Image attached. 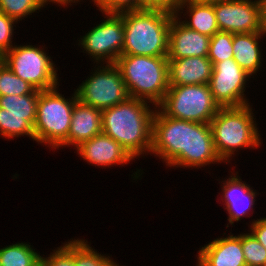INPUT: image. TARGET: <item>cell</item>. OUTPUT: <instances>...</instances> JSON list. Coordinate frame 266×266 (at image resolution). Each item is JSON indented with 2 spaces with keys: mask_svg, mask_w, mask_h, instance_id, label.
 I'll return each instance as SVG.
<instances>
[{
  "mask_svg": "<svg viewBox=\"0 0 266 266\" xmlns=\"http://www.w3.org/2000/svg\"><path fill=\"white\" fill-rule=\"evenodd\" d=\"M150 155L162 159L171 169L192 170L224 163L216 152L210 123L174 119L158 107L152 122Z\"/></svg>",
  "mask_w": 266,
  "mask_h": 266,
  "instance_id": "1",
  "label": "cell"
},
{
  "mask_svg": "<svg viewBox=\"0 0 266 266\" xmlns=\"http://www.w3.org/2000/svg\"><path fill=\"white\" fill-rule=\"evenodd\" d=\"M46 45L28 43L14 45L1 59L18 77L38 91L51 90L60 85L59 68ZM58 69V70H57Z\"/></svg>",
  "mask_w": 266,
  "mask_h": 266,
  "instance_id": "7",
  "label": "cell"
},
{
  "mask_svg": "<svg viewBox=\"0 0 266 266\" xmlns=\"http://www.w3.org/2000/svg\"><path fill=\"white\" fill-rule=\"evenodd\" d=\"M121 70L130 98L142 99L158 106L168 84V57L121 55L115 62Z\"/></svg>",
  "mask_w": 266,
  "mask_h": 266,
  "instance_id": "5",
  "label": "cell"
},
{
  "mask_svg": "<svg viewBox=\"0 0 266 266\" xmlns=\"http://www.w3.org/2000/svg\"><path fill=\"white\" fill-rule=\"evenodd\" d=\"M252 106L220 108L210 122L216 152L226 165L232 164L240 149H258L263 144Z\"/></svg>",
  "mask_w": 266,
  "mask_h": 266,
  "instance_id": "4",
  "label": "cell"
},
{
  "mask_svg": "<svg viewBox=\"0 0 266 266\" xmlns=\"http://www.w3.org/2000/svg\"><path fill=\"white\" fill-rule=\"evenodd\" d=\"M251 78L234 58L215 63L209 81L215 102L220 108L241 107L251 104L250 99L245 94L246 88L250 87L249 82H253L250 81Z\"/></svg>",
  "mask_w": 266,
  "mask_h": 266,
  "instance_id": "12",
  "label": "cell"
},
{
  "mask_svg": "<svg viewBox=\"0 0 266 266\" xmlns=\"http://www.w3.org/2000/svg\"><path fill=\"white\" fill-rule=\"evenodd\" d=\"M222 233L197 251L209 266H246L241 245V233Z\"/></svg>",
  "mask_w": 266,
  "mask_h": 266,
  "instance_id": "17",
  "label": "cell"
},
{
  "mask_svg": "<svg viewBox=\"0 0 266 266\" xmlns=\"http://www.w3.org/2000/svg\"><path fill=\"white\" fill-rule=\"evenodd\" d=\"M194 1L205 2V3H215V2L225 1V0H194Z\"/></svg>",
  "mask_w": 266,
  "mask_h": 266,
  "instance_id": "36",
  "label": "cell"
},
{
  "mask_svg": "<svg viewBox=\"0 0 266 266\" xmlns=\"http://www.w3.org/2000/svg\"><path fill=\"white\" fill-rule=\"evenodd\" d=\"M102 132V110L75 102L70 131L67 137V147L73 150L82 142Z\"/></svg>",
  "mask_w": 266,
  "mask_h": 266,
  "instance_id": "20",
  "label": "cell"
},
{
  "mask_svg": "<svg viewBox=\"0 0 266 266\" xmlns=\"http://www.w3.org/2000/svg\"><path fill=\"white\" fill-rule=\"evenodd\" d=\"M248 232H241V245L246 266H266V248L250 231Z\"/></svg>",
  "mask_w": 266,
  "mask_h": 266,
  "instance_id": "27",
  "label": "cell"
},
{
  "mask_svg": "<svg viewBox=\"0 0 266 266\" xmlns=\"http://www.w3.org/2000/svg\"><path fill=\"white\" fill-rule=\"evenodd\" d=\"M265 37V32L233 34V58L253 79L258 72L262 71L260 69H262V62L265 60L263 54L266 52L263 51L261 45L264 42H260Z\"/></svg>",
  "mask_w": 266,
  "mask_h": 266,
  "instance_id": "19",
  "label": "cell"
},
{
  "mask_svg": "<svg viewBox=\"0 0 266 266\" xmlns=\"http://www.w3.org/2000/svg\"><path fill=\"white\" fill-rule=\"evenodd\" d=\"M213 64L208 57L168 59L169 86L209 84Z\"/></svg>",
  "mask_w": 266,
  "mask_h": 266,
  "instance_id": "18",
  "label": "cell"
},
{
  "mask_svg": "<svg viewBox=\"0 0 266 266\" xmlns=\"http://www.w3.org/2000/svg\"><path fill=\"white\" fill-rule=\"evenodd\" d=\"M157 107L168 117L197 123H210L220 109L209 84L169 86Z\"/></svg>",
  "mask_w": 266,
  "mask_h": 266,
  "instance_id": "8",
  "label": "cell"
},
{
  "mask_svg": "<svg viewBox=\"0 0 266 266\" xmlns=\"http://www.w3.org/2000/svg\"><path fill=\"white\" fill-rule=\"evenodd\" d=\"M40 254L29 242H15L0 248V266H41Z\"/></svg>",
  "mask_w": 266,
  "mask_h": 266,
  "instance_id": "22",
  "label": "cell"
},
{
  "mask_svg": "<svg viewBox=\"0 0 266 266\" xmlns=\"http://www.w3.org/2000/svg\"><path fill=\"white\" fill-rule=\"evenodd\" d=\"M74 153L90 166L102 169L116 165L128 166L130 162L136 161L118 142L103 132L82 142Z\"/></svg>",
  "mask_w": 266,
  "mask_h": 266,
  "instance_id": "15",
  "label": "cell"
},
{
  "mask_svg": "<svg viewBox=\"0 0 266 266\" xmlns=\"http://www.w3.org/2000/svg\"><path fill=\"white\" fill-rule=\"evenodd\" d=\"M119 14L124 22L122 55L168 56V33L174 13L142 8Z\"/></svg>",
  "mask_w": 266,
  "mask_h": 266,
  "instance_id": "3",
  "label": "cell"
},
{
  "mask_svg": "<svg viewBox=\"0 0 266 266\" xmlns=\"http://www.w3.org/2000/svg\"><path fill=\"white\" fill-rule=\"evenodd\" d=\"M249 230L253 236L266 248V217H260L256 220L252 219L250 222Z\"/></svg>",
  "mask_w": 266,
  "mask_h": 266,
  "instance_id": "32",
  "label": "cell"
},
{
  "mask_svg": "<svg viewBox=\"0 0 266 266\" xmlns=\"http://www.w3.org/2000/svg\"><path fill=\"white\" fill-rule=\"evenodd\" d=\"M233 34L230 32H216L210 39L208 58L214 65L217 62L233 58Z\"/></svg>",
  "mask_w": 266,
  "mask_h": 266,
  "instance_id": "26",
  "label": "cell"
},
{
  "mask_svg": "<svg viewBox=\"0 0 266 266\" xmlns=\"http://www.w3.org/2000/svg\"><path fill=\"white\" fill-rule=\"evenodd\" d=\"M232 171L229 172L228 178H224L219 182L221 184V195H217V198L221 200L224 210L227 211L228 219L226 228L235 226L234 223L238 222L244 217H250L255 212L256 198L259 195L258 190H254L253 186L246 184V181H243L241 176H239L238 171H234V168L231 166ZM221 198H220V197ZM249 212L251 214H249ZM249 214V215H248ZM230 225V226H229Z\"/></svg>",
  "mask_w": 266,
  "mask_h": 266,
  "instance_id": "14",
  "label": "cell"
},
{
  "mask_svg": "<svg viewBox=\"0 0 266 266\" xmlns=\"http://www.w3.org/2000/svg\"><path fill=\"white\" fill-rule=\"evenodd\" d=\"M89 76L75 89L78 100L103 110L129 98L121 70L116 64H95Z\"/></svg>",
  "mask_w": 266,
  "mask_h": 266,
  "instance_id": "9",
  "label": "cell"
},
{
  "mask_svg": "<svg viewBox=\"0 0 266 266\" xmlns=\"http://www.w3.org/2000/svg\"><path fill=\"white\" fill-rule=\"evenodd\" d=\"M58 85L51 90L40 91L36 122L34 125L35 141L54 151L67 147L71 119L75 102L78 100L75 89L70 97L60 93Z\"/></svg>",
  "mask_w": 266,
  "mask_h": 266,
  "instance_id": "6",
  "label": "cell"
},
{
  "mask_svg": "<svg viewBox=\"0 0 266 266\" xmlns=\"http://www.w3.org/2000/svg\"><path fill=\"white\" fill-rule=\"evenodd\" d=\"M36 91L27 81L14 74L5 63L0 62V96L25 95Z\"/></svg>",
  "mask_w": 266,
  "mask_h": 266,
  "instance_id": "25",
  "label": "cell"
},
{
  "mask_svg": "<svg viewBox=\"0 0 266 266\" xmlns=\"http://www.w3.org/2000/svg\"><path fill=\"white\" fill-rule=\"evenodd\" d=\"M218 28L232 34L264 32L258 0H225L214 3Z\"/></svg>",
  "mask_w": 266,
  "mask_h": 266,
  "instance_id": "13",
  "label": "cell"
},
{
  "mask_svg": "<svg viewBox=\"0 0 266 266\" xmlns=\"http://www.w3.org/2000/svg\"><path fill=\"white\" fill-rule=\"evenodd\" d=\"M40 91L25 95L0 96V136L13 140L21 136L35 141L37 102Z\"/></svg>",
  "mask_w": 266,
  "mask_h": 266,
  "instance_id": "11",
  "label": "cell"
},
{
  "mask_svg": "<svg viewBox=\"0 0 266 266\" xmlns=\"http://www.w3.org/2000/svg\"><path fill=\"white\" fill-rule=\"evenodd\" d=\"M44 8L48 7L42 0H0V11L19 23Z\"/></svg>",
  "mask_w": 266,
  "mask_h": 266,
  "instance_id": "24",
  "label": "cell"
},
{
  "mask_svg": "<svg viewBox=\"0 0 266 266\" xmlns=\"http://www.w3.org/2000/svg\"><path fill=\"white\" fill-rule=\"evenodd\" d=\"M156 109L157 106L150 102L129 97L102 110V132L118 142L134 159L144 158L150 155Z\"/></svg>",
  "mask_w": 266,
  "mask_h": 266,
  "instance_id": "2",
  "label": "cell"
},
{
  "mask_svg": "<svg viewBox=\"0 0 266 266\" xmlns=\"http://www.w3.org/2000/svg\"><path fill=\"white\" fill-rule=\"evenodd\" d=\"M92 248L91 241L74 238V266H119L112 255L98 253ZM120 266H125L121 265Z\"/></svg>",
  "mask_w": 266,
  "mask_h": 266,
  "instance_id": "23",
  "label": "cell"
},
{
  "mask_svg": "<svg viewBox=\"0 0 266 266\" xmlns=\"http://www.w3.org/2000/svg\"><path fill=\"white\" fill-rule=\"evenodd\" d=\"M258 1L260 5L262 27L264 32L266 33V0H258Z\"/></svg>",
  "mask_w": 266,
  "mask_h": 266,
  "instance_id": "34",
  "label": "cell"
},
{
  "mask_svg": "<svg viewBox=\"0 0 266 266\" xmlns=\"http://www.w3.org/2000/svg\"><path fill=\"white\" fill-rule=\"evenodd\" d=\"M101 13H120L139 9V0H91Z\"/></svg>",
  "mask_w": 266,
  "mask_h": 266,
  "instance_id": "30",
  "label": "cell"
},
{
  "mask_svg": "<svg viewBox=\"0 0 266 266\" xmlns=\"http://www.w3.org/2000/svg\"><path fill=\"white\" fill-rule=\"evenodd\" d=\"M17 24L19 23L15 19L0 11V58L17 44L13 42Z\"/></svg>",
  "mask_w": 266,
  "mask_h": 266,
  "instance_id": "29",
  "label": "cell"
},
{
  "mask_svg": "<svg viewBox=\"0 0 266 266\" xmlns=\"http://www.w3.org/2000/svg\"><path fill=\"white\" fill-rule=\"evenodd\" d=\"M99 21L85 35H80L76 44L92 64H115L122 55L124 44V22L119 13H101ZM101 22V23H100ZM79 41V42H78Z\"/></svg>",
  "mask_w": 266,
  "mask_h": 266,
  "instance_id": "10",
  "label": "cell"
},
{
  "mask_svg": "<svg viewBox=\"0 0 266 266\" xmlns=\"http://www.w3.org/2000/svg\"><path fill=\"white\" fill-rule=\"evenodd\" d=\"M211 37L191 30L175 16L168 33V59L198 56L207 57Z\"/></svg>",
  "mask_w": 266,
  "mask_h": 266,
  "instance_id": "16",
  "label": "cell"
},
{
  "mask_svg": "<svg viewBox=\"0 0 266 266\" xmlns=\"http://www.w3.org/2000/svg\"><path fill=\"white\" fill-rule=\"evenodd\" d=\"M61 243L50 254L41 255V266H74V238Z\"/></svg>",
  "mask_w": 266,
  "mask_h": 266,
  "instance_id": "28",
  "label": "cell"
},
{
  "mask_svg": "<svg viewBox=\"0 0 266 266\" xmlns=\"http://www.w3.org/2000/svg\"><path fill=\"white\" fill-rule=\"evenodd\" d=\"M196 259V266H209L198 253Z\"/></svg>",
  "mask_w": 266,
  "mask_h": 266,
  "instance_id": "35",
  "label": "cell"
},
{
  "mask_svg": "<svg viewBox=\"0 0 266 266\" xmlns=\"http://www.w3.org/2000/svg\"><path fill=\"white\" fill-rule=\"evenodd\" d=\"M174 14L187 28L209 37L220 31L214 11V3L183 0Z\"/></svg>",
  "mask_w": 266,
  "mask_h": 266,
  "instance_id": "21",
  "label": "cell"
},
{
  "mask_svg": "<svg viewBox=\"0 0 266 266\" xmlns=\"http://www.w3.org/2000/svg\"><path fill=\"white\" fill-rule=\"evenodd\" d=\"M183 0H139V9H162L175 13Z\"/></svg>",
  "mask_w": 266,
  "mask_h": 266,
  "instance_id": "31",
  "label": "cell"
},
{
  "mask_svg": "<svg viewBox=\"0 0 266 266\" xmlns=\"http://www.w3.org/2000/svg\"><path fill=\"white\" fill-rule=\"evenodd\" d=\"M42 1L46 4V6H48V4L50 6L52 3V6L54 4V5H57L58 7L60 6V8H63V7L66 8L67 6L71 8L74 5L77 6V4H80L81 6V4L83 3L82 0H42Z\"/></svg>",
  "mask_w": 266,
  "mask_h": 266,
  "instance_id": "33",
  "label": "cell"
}]
</instances>
